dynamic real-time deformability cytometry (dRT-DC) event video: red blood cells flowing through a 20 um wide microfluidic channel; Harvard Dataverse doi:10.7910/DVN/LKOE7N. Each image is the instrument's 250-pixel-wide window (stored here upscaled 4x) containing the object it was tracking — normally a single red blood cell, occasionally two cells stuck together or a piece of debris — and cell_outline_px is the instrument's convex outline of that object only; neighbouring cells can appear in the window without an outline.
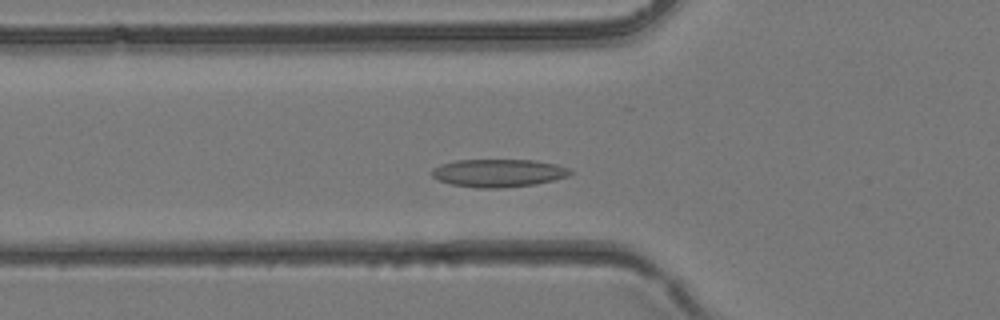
{"species": "common noctule bat (a hibernating species)", "species_latin": "Nyctalus noctula", "temperature_condition": "room temperature", "stored_images_in_passage": 33, "camera_frame_rate_fps": 3000, "um_per_image_px": 0.085, "animal": {"sex": "female", "body_mass_g": 24.6, "forearm_length_mm": 56.2}, "frame": {"image": 1, "passage_image": 8, "time_ms": 2.333, "image_size_px": [1000, 320], "cell_outline_px": [[572, 172], [568, 176], [536, 184], [500, 188], [476, 188], [452, 184], [440, 180], [432, 176], [432, 168], [440, 164], [456, 160], [532, 160], [556, 164], [568, 168]], "centroid_in_image_um": [42.35, 14.7], "position_along_channel_um": 83.5, "area_um2": 22.37}}
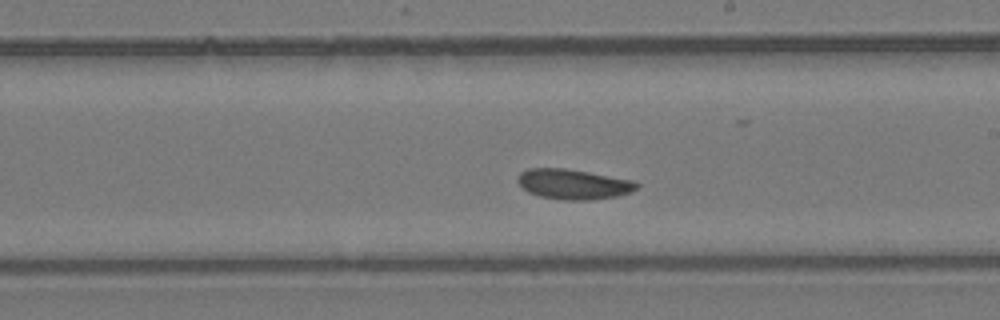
{"frame": {"image": 2, "passage_image": 17, "time_ms": 5.333, "image_size_px": [1000, 320], "cell_outline_px": [[640, 184], [632, 192], [616, 196], [592, 200], [564, 200], [540, 196], [528, 192], [516, 180], [516, 176], [520, 172], [528, 168], [564, 168], [636, 180]], "centroid_in_image_um": [48.75, 15.65], "position_along_channel_um": 240.3, "area_um2": 21.04}}
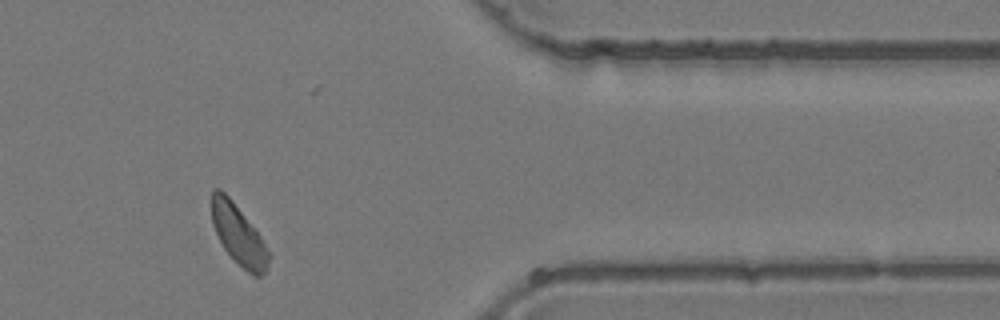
{"frame": {"image": 3, "passage_image": 27, "time_ms": 8.667, "image_size_px": [1000, 320], "cell_outline_px": [[272, 256], [268, 268], [260, 276], [256, 276], [248, 272], [224, 248], [212, 224], [212, 188], [220, 188], [232, 200], [260, 236]], "centroid_in_image_um": [20.29, 19.95], "position_along_channel_um": 391.1, "area_um2": 19.54}}